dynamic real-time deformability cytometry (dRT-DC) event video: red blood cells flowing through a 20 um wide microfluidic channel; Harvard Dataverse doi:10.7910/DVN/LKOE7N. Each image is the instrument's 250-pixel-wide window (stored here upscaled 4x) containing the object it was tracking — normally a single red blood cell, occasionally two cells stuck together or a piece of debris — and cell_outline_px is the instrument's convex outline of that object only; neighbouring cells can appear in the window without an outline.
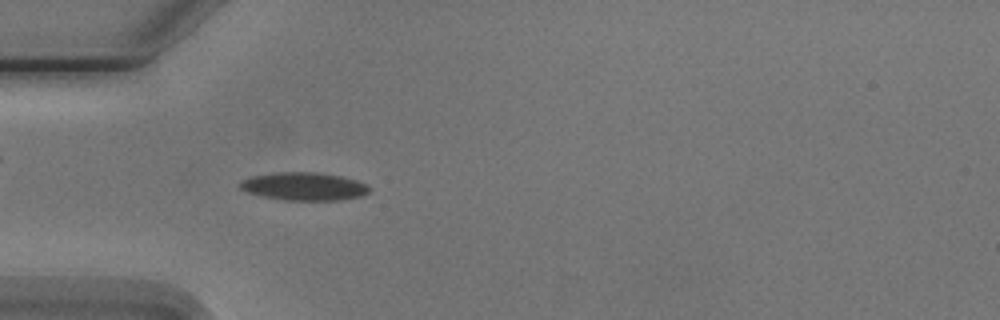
{"species": "Egyptian fruit bat (a non-hibernating species)", "species_latin": "Rousettus aegyptiacus", "temperature_condition": "cold", "stored_images_in_passage": 6, "camera_frame_rate_fps": 3000, "um_per_image_px": 0.085, "animal": {"sex": "male"}, "frame": {"image": 1, "passage_image": 6, "time_ms": 7.0, "image_size_px": [1000, 320], "cell_outline_px": [[372, 188], [368, 192], [360, 196], [340, 200], [284, 200], [264, 196], [248, 192], [240, 188], [236, 184], [240, 180], [252, 176], [276, 172], [316, 172], [340, 176], [356, 180], [368, 184]], "centroid_in_image_um": [25.83, 15.83], "position_along_channel_um": 59.2, "area_um2": 21.15}}